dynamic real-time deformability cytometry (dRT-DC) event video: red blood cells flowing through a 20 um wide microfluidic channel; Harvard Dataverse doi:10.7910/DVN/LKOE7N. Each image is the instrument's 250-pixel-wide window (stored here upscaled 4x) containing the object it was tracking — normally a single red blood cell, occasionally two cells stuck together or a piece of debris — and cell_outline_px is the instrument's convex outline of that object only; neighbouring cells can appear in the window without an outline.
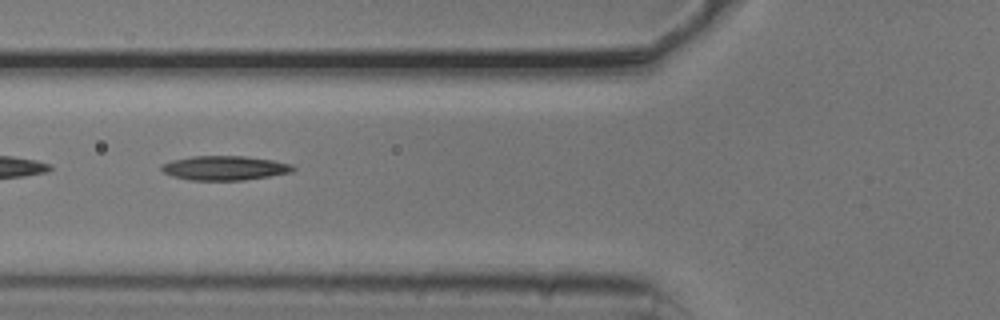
{"species": "common noctule bat (a hibernating species)", "species_latin": "Nyctalus noctula", "temperature_condition": "cold", "stored_images_in_passage": 40, "camera_frame_rate_fps": 3000, "um_per_image_px": 0.085, "animal": {"sex": "male", "body_mass_g": 20.5, "forearm_length_mm": 52.5}, "frame": {"image": 1, "passage_image": 7, "time_ms": 2.0, "image_size_px": [1000, 320], "cell_outline_px": [[296, 168], [292, 172], [244, 180], [192, 180], [172, 176], [164, 172], [160, 168], [160, 164], [172, 160], [192, 156], [244, 156], [272, 160], [292, 164]], "centroid_in_image_um": [19.08, 14.27], "position_along_channel_um": 106.7, "area_um2": 18.61}}
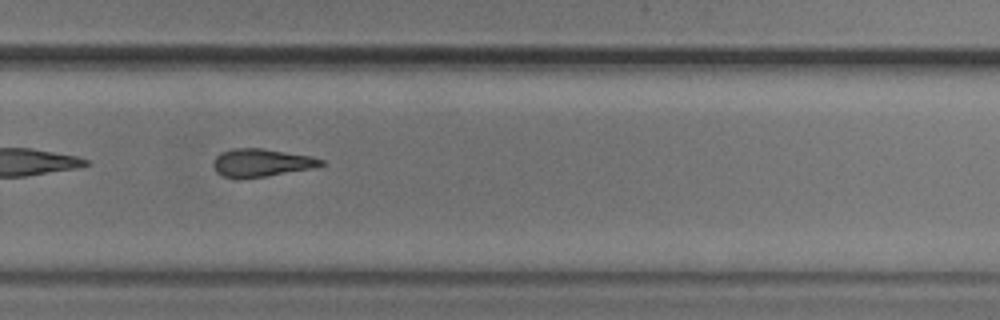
{"frame": {"image": 2, "passage_image": 23, "time_ms": 7.333, "image_size_px": [1000, 320], "cell_outline_px": [[324, 164], [312, 168], [264, 176], [224, 176], [216, 172], [212, 164], [216, 156], [220, 152], [232, 148], [264, 148], [312, 156], [324, 160]], "centroid_in_image_um": [22.23, 13.79], "position_along_channel_um": 307.6, "area_um2": 17.11}, "authors_computed_cell_mechanics": {"area_um2": 17.8024, "velocity_mm_per_s": 3.7647, "shape_relaxation_time_tau1_ms": 4.3905, "shape_relaxation_time_tau2_ms": 4.8681, "deformation_change_tau1": 0.1165, "deformation_change_tau2": 0.1606}}